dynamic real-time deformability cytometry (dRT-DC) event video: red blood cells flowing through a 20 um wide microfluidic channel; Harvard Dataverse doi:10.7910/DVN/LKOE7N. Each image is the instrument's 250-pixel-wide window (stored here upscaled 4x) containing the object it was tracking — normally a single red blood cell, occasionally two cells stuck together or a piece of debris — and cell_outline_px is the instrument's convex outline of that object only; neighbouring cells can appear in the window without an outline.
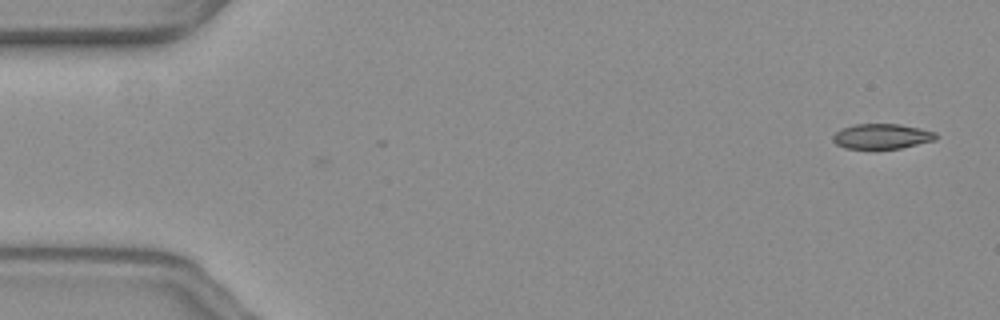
{"species": "common noctule bat (a hibernating species)", "species_latin": "Nyctalus noctula", "temperature_condition": "warm", "stored_images_in_passage": 3, "camera_frame_rate_fps": 3000, "um_per_image_px": 0.085, "animal": {"sex": "female", "body_mass_g": 19.3, "forearm_length_mm": 54.1}, "frame": {"image": 1, "passage_image": 3, "time_ms": 0.667, "image_size_px": [1000, 320], "cell_outline_px": [[936, 140], [900, 148], [844, 148], [836, 144], [832, 140], [832, 136], [840, 128], [852, 124], [900, 124], [920, 128], [936, 132]], "centroid_in_image_um": [74.93, 11.57], "position_along_channel_um": 10.1, "area_um2": 15.09}}